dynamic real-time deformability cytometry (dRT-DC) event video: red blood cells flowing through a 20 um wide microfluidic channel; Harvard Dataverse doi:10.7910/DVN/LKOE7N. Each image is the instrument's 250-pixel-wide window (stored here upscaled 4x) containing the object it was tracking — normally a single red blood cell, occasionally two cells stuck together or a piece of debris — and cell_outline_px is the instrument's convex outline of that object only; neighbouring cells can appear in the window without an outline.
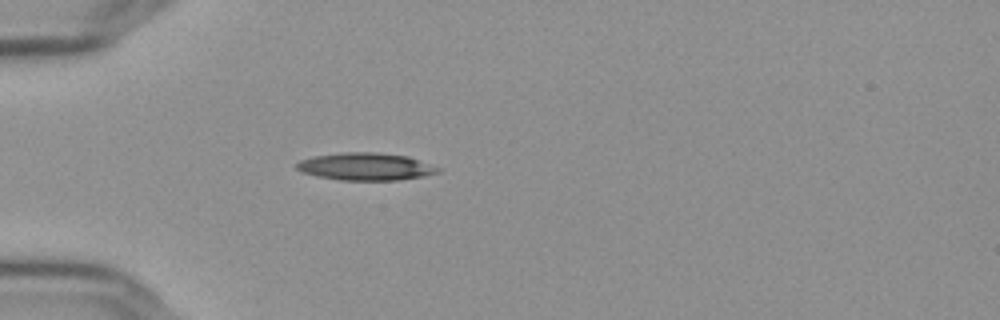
{"species": "Egyptian fruit bat (a non-hibernating species)", "species_latin": "Rousettus aegyptiacus", "temperature_condition": "cold", "stored_images_in_passage": 40, "camera_frame_rate_fps": 3000, "um_per_image_px": 0.085, "frame": {"image": 1, "passage_image": 1, "time_ms": 0.0, "image_size_px": [1000, 320], "cell_outline_px": [[440, 172], [424, 176], [396, 180], [340, 180], [316, 176], [304, 172], [296, 168], [296, 164], [300, 160], [316, 156], [344, 152], [376, 152], [408, 156], [440, 168]], "centroid_in_image_um": [31.09, 14.16], "position_along_channel_um": 53.9, "area_um2": 22.43}}
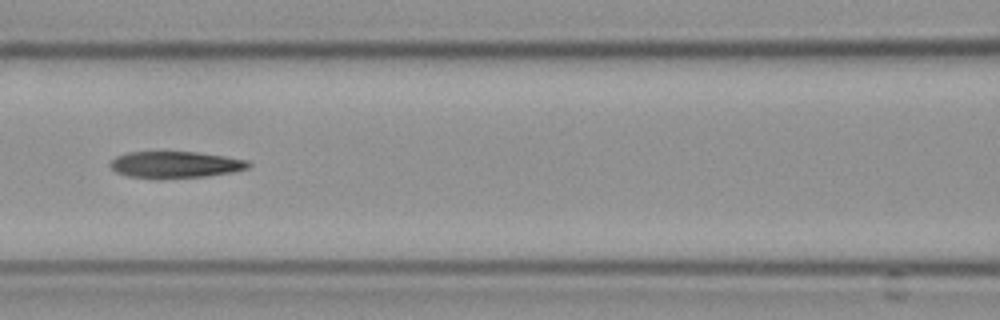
{"frame": {"image": 2, "passage_image": 10, "time_ms": 3.0, "image_size_px": [1000, 320], "cell_outline_px": [[252, 164], [248, 168], [232, 172], [204, 176], [160, 180], [128, 176], [116, 172], [108, 164], [116, 156], [128, 152], [196, 152], [224, 156], [248, 160]], "centroid_in_image_um": [14.88, 14.01], "position_along_channel_um": 151.7, "area_um2": 21.68}}
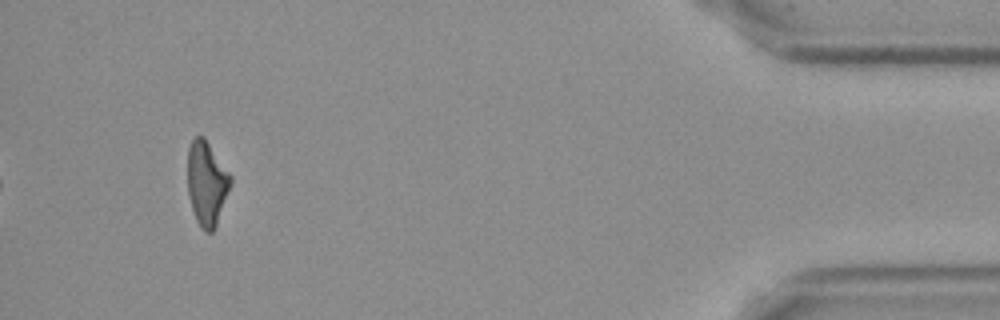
{"frame": {"image": 3, "passage_image": 37, "time_ms": 12.0, "image_size_px": [1000, 320], "cell_outline_px": [[232, 184], [216, 224], [212, 232], [204, 232], [200, 228], [196, 220], [188, 196], [188, 148], [192, 140], [196, 136], [204, 136], [232, 176]], "centroid_in_image_um": [17.58, 15.58], "position_along_channel_um": 417.6, "area_um2": 21.15}, "authors_computed_cell_mechanics": {"area_um2": 21.7906, "velocity_mm_per_s": 3.6523, "shape_relaxation_time_tau1_ms": null, "shape_relaxation_time_tau2_ms": 3.8094, "deformation_change_tau1": null, "deformation_change_tau2": 0.1523}}